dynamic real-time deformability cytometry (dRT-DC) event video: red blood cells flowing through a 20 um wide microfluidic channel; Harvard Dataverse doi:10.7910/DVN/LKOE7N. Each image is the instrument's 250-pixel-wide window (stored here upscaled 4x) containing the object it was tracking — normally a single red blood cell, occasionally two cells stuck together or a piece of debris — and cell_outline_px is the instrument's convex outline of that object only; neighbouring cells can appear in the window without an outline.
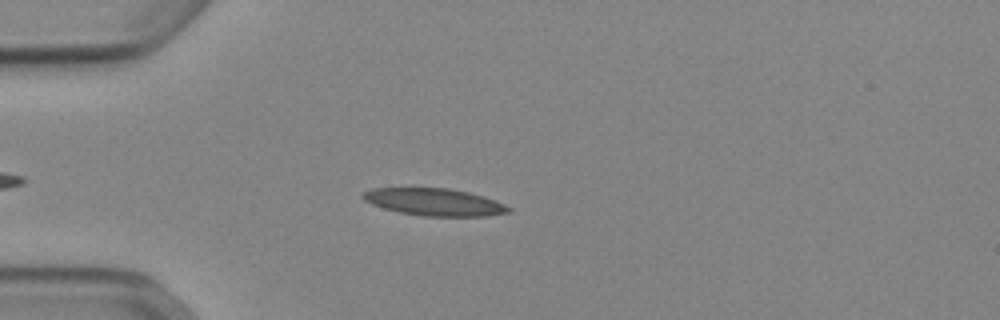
{"species": "Egyptian fruit bat (a non-hibernating species)", "species_latin": "Rousettus aegyptiacus", "temperature_condition": "cold", "stored_images_in_passage": 43, "camera_frame_rate_fps": 3000, "um_per_image_px": 0.085, "animal": {"sex": "female"}, "frame": {"image": 1, "passage_image": 9, "time_ms": 2.667, "image_size_px": [1000, 320], "cell_outline_px": [[512, 212], [484, 216], [424, 216], [400, 212], [384, 208], [372, 204], [364, 200], [360, 196], [364, 192], [372, 188], [448, 188], [468, 192], [484, 196], [496, 200], [512, 208]], "centroid_in_image_um": [36.95, 17.17], "position_along_channel_um": 48.1, "area_um2": 23.12}}
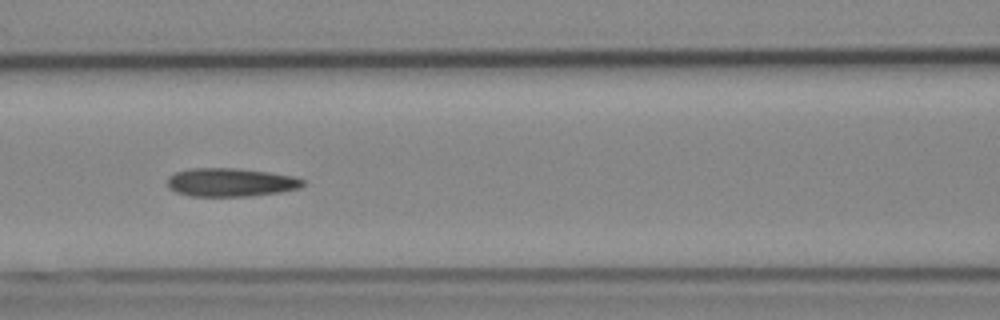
{"frame": {"image": 2, "passage_image": 18, "time_ms": 5.667, "image_size_px": [1000, 320], "cell_outline_px": [[308, 184], [300, 188], [280, 192], [248, 196], [188, 196], [176, 192], [168, 188], [168, 176], [176, 172], [192, 168], [240, 168], [296, 176], [308, 180]], "centroid_in_image_um": [19.67, 15.49], "position_along_channel_um": 146.9, "area_um2": 22.83}}
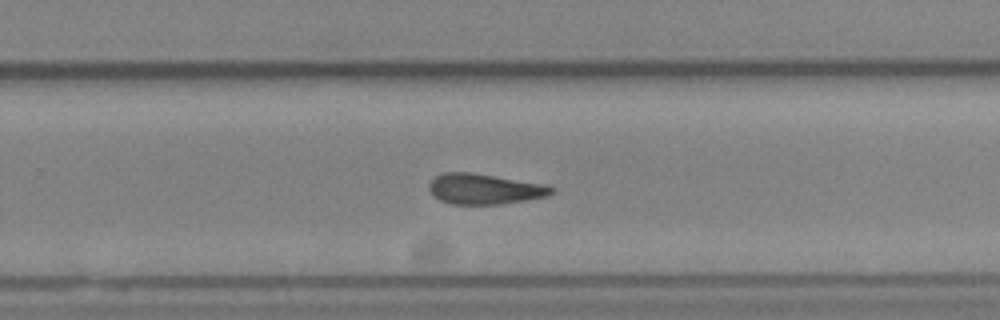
{"frame": {"image": 3, "passage_image": 29, "time_ms": 9.333, "image_size_px": [1000, 320], "cell_outline_px": [[556, 192], [548, 196], [500, 204], [452, 204], [440, 200], [428, 188], [428, 184], [436, 176], [444, 172], [472, 172], [548, 184], [556, 188]], "centroid_in_image_um": [41.25, 16.05], "position_along_channel_um": 288.5, "area_um2": 21.91}, "authors_computed_cell_mechanics": {"area_um2": 22.253, "velocity_mm_per_s": 3.8799, "shape_relaxation_time_tau1_ms": null, "shape_relaxation_time_tau2_ms": 4.4948, "deformation_change_tau1": null, "deformation_change_tau2": 0.1468}}